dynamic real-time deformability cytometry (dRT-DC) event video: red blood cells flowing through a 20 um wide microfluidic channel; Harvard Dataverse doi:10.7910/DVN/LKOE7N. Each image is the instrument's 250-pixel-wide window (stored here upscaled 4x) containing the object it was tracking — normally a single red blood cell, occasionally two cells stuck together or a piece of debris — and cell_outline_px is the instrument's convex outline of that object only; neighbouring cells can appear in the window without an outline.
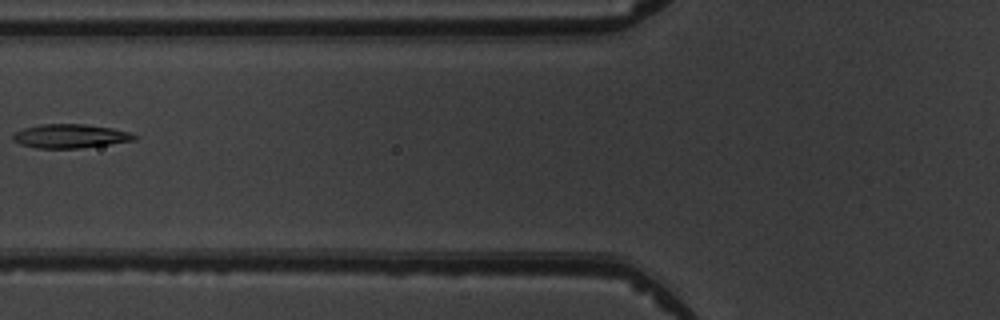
{"species": "common noctule bat (a hibernating species)", "species_latin": "Nyctalus noctula", "temperature_condition": "warm", "stored_images_in_passage": 3, "camera_frame_rate_fps": 3000, "um_per_image_px": 0.085, "animal": {"sex": "male", "body_mass_g": 19.5, "forearm_length_mm": 54.6}, "frame": {"image": 1, "passage_image": 2, "time_ms": 1.333, "image_size_px": [1000, 320], "cell_outline_px": [[140, 136], [136, 140], [80, 148], [36, 148], [20, 144], [12, 140], [12, 136], [16, 132], [24, 128], [40, 124], [84, 124], [112, 128], [128, 132]], "centroid_in_image_um": [5.97, 11.57], "position_along_channel_um": 119.8, "area_um2": 16.88}}
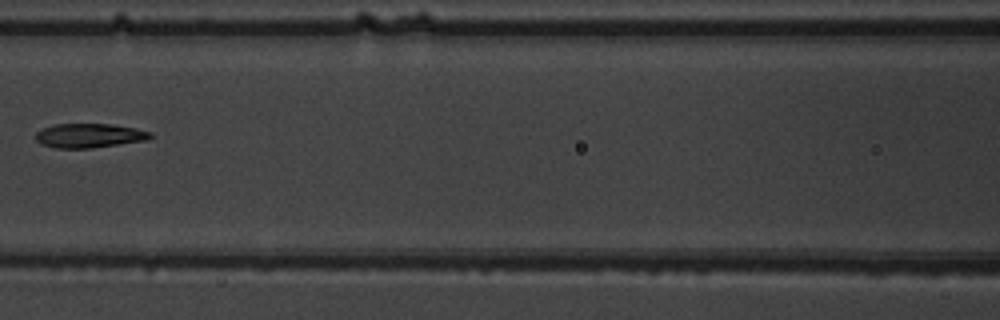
{"frame": {"image": 2, "passage_image": 3, "time_ms": 2.333, "image_size_px": [1000, 320], "cell_outline_px": [[152, 136], [148, 140], [92, 148], [56, 148], [40, 144], [36, 140], [36, 132], [40, 128], [56, 124], [112, 124], [136, 128], [152, 132]], "centroid_in_image_um": [7.58, 11.52], "position_along_channel_um": 159.0, "area_um2": 16.36}}